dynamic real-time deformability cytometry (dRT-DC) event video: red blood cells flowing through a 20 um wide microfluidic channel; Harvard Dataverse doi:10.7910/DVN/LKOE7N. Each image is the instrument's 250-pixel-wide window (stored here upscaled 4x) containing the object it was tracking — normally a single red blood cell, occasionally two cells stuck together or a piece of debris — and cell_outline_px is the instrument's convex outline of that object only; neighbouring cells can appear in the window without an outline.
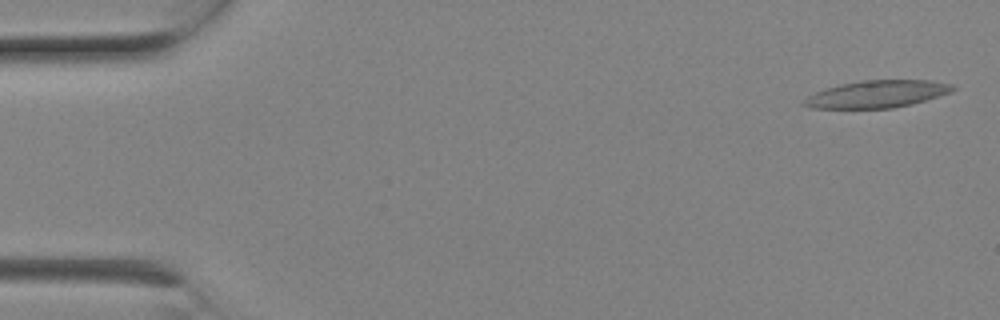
{"species": "Egyptian fruit bat (a non-hibernating species)", "species_latin": "Rousettus aegyptiacus", "temperature_condition": "room temperature", "stored_images_in_passage": 6, "camera_frame_rate_fps": 3000, "um_per_image_px": 0.085, "animal": {"sex": "female"}, "frame": {"image": 1, "passage_image": 1, "time_ms": 0.0, "image_size_px": [1000, 320], "cell_outline_px": [[956, 88], [952, 92], [912, 104], [892, 108], [812, 108], [804, 104], [804, 100], [808, 96], [824, 88], [840, 84], [860, 80], [932, 80], [952, 84]], "centroid_in_image_um": [74.59, 7.98], "position_along_channel_um": 10.4, "area_um2": 23.58}}
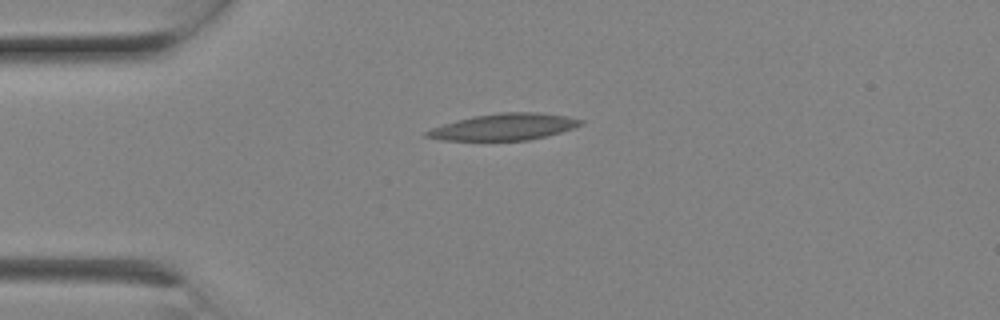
{"frame": {"image": 2, "passage_image": 5, "time_ms": 1.333, "image_size_px": [1000, 320], "cell_outline_px": [[584, 124], [560, 132], [528, 140], [440, 140], [424, 136], [424, 132], [432, 128], [456, 120], [472, 116], [500, 112], [536, 112], [568, 116], [584, 120]], "centroid_in_image_um": [42.84, 10.77], "position_along_channel_um": 42.2, "area_um2": 23.76}}